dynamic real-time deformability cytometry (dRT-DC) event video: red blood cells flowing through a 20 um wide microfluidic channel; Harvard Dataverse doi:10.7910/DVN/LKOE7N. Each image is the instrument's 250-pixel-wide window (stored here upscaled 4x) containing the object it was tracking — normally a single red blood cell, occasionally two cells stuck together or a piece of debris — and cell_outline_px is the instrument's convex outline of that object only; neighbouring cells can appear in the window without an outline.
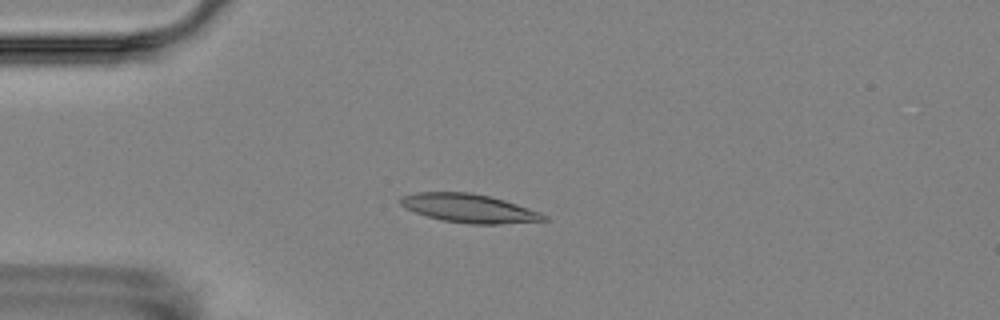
{"species": "Egyptian fruit bat (a non-hibernating species)", "species_latin": "Rousettus aegyptiacus", "temperature_condition": "room temperature", "stored_images_in_passage": 5, "camera_frame_rate_fps": 3000, "um_per_image_px": 0.085, "animal": {"sex": "female"}, "frame": {"image": 1, "passage_image": 4, "time_ms": 4.333, "image_size_px": [1000, 320], "cell_outline_px": [[548, 220], [496, 224], [472, 224], [444, 220], [428, 216], [416, 212], [400, 204], [400, 196], [416, 192], [472, 192], [504, 200], [540, 212], [548, 216]], "centroid_in_image_um": [39.88, 17.69], "position_along_channel_um": 45.1, "area_um2": 23.58}}